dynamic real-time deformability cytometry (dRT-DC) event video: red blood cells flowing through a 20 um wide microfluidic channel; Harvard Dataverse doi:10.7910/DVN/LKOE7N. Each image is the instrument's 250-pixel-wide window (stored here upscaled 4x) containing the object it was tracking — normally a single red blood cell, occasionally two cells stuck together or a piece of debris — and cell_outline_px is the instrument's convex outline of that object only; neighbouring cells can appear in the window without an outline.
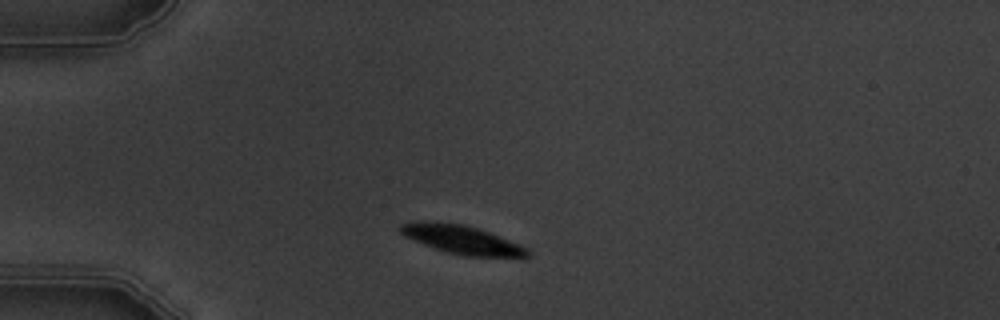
{"species": "common noctule bat (a hibernating species)", "species_latin": "Nyctalus noctula", "temperature_condition": "warm", "stored_images_in_passage": 2, "camera_frame_rate_fps": 3000, "um_per_image_px": 0.085, "animal": {"sex": "male", "body_mass_g": 19.5, "forearm_length_mm": 54.6}, "frame": {"image": 1, "passage_image": 1, "time_ms": 0.0, "image_size_px": [1000, 320], "cell_outline_px": [[532, 256], [524, 260], [520, 260], [464, 256], [432, 248], [404, 236], [400, 232], [400, 224], [408, 220], [420, 220], [464, 224], [488, 232], [520, 244], [528, 248], [532, 252]], "centroid_in_image_um": [39.38, 20.42], "position_along_channel_um": 45.6, "area_um2": 22.31}}